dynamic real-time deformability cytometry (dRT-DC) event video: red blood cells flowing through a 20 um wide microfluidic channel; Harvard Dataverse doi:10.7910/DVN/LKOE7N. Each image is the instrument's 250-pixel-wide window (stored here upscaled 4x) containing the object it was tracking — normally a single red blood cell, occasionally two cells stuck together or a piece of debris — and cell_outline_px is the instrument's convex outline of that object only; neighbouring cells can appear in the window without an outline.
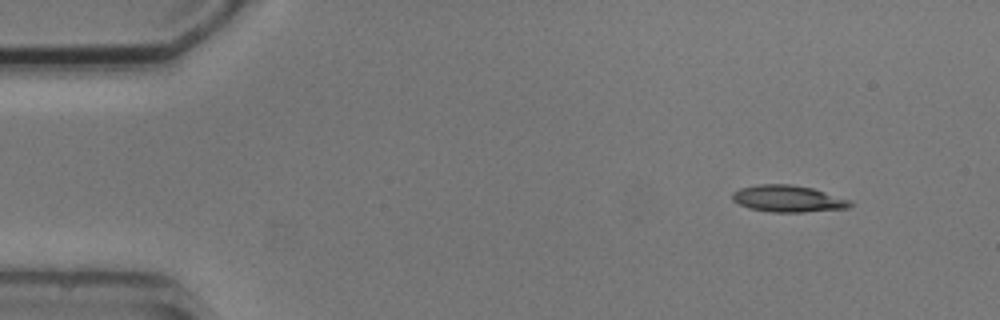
{"species": "common noctule bat (a hibernating species)", "species_latin": "Nyctalus noctula", "temperature_condition": "cold", "stored_images_in_passage": 4, "camera_frame_rate_fps": 3000, "um_per_image_px": 0.085, "animal": {"sex": "male", "body_mass_g": 20.5, "forearm_length_mm": 52.5}, "frame": {"image": 1, "passage_image": 1, "time_ms": 0.0, "image_size_px": [1000, 320], "cell_outline_px": [[852, 204], [848, 208], [804, 212], [772, 212], [748, 208], [732, 200], [732, 192], [740, 188], [756, 184], [792, 184], [812, 188], [852, 200]], "centroid_in_image_um": [66.97, 16.88], "position_along_channel_um": 18.0, "area_um2": 18.44}}
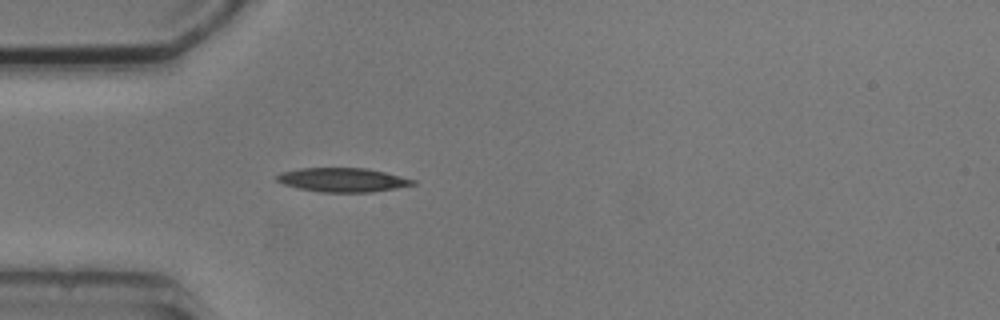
{"frame": {"image": 2, "passage_image": 4, "time_ms": 3.333, "image_size_px": [1000, 320], "cell_outline_px": [[416, 184], [396, 188], [372, 192], [320, 192], [300, 188], [284, 184], [276, 180], [276, 176], [280, 172], [300, 168], [364, 168], [384, 172], [416, 180]], "centroid_in_image_um": [29.12, 15.29], "position_along_channel_um": 55.9, "area_um2": 18.9}}